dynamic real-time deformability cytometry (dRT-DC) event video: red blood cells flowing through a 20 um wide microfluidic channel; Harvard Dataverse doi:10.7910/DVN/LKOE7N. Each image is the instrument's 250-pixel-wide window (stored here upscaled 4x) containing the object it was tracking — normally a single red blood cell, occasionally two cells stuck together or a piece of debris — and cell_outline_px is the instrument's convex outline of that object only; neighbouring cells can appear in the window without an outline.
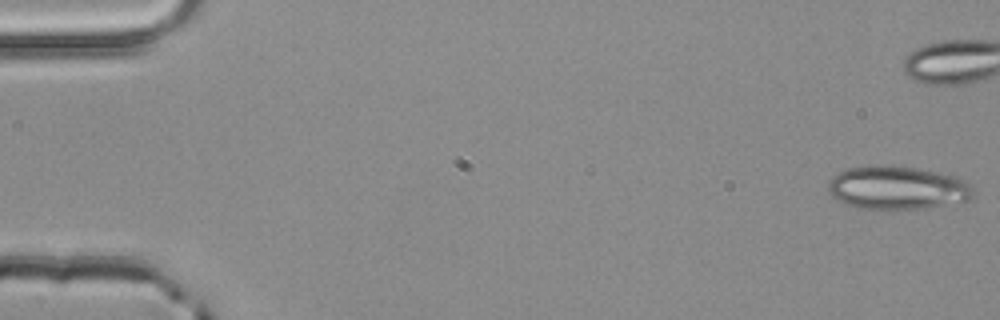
{"species": "common noctule bat (a hibernating species)", "species_latin": "Nyctalus noctula", "temperature_condition": "room temperature", "stored_images_in_passage": 41, "camera_frame_rate_fps": 3000, "um_per_image_px": 0.085, "animal": {"sex": "male", "body_mass_g": 20.4}, "frame": {"image": 1, "passage_image": 1, "time_ms": 0.0, "image_size_px": [1000, 320], "cell_outline_px": [[976, 196], [968, 200], [924, 208], [860, 208], [848, 204], [832, 196], [828, 188], [828, 180], [832, 176], [848, 168], [912, 168], [936, 172], [956, 176], [964, 180], [976, 192]], "centroid_in_image_um": [76.32, 15.99], "position_along_channel_um": 8.7, "area_um2": 35.26}}
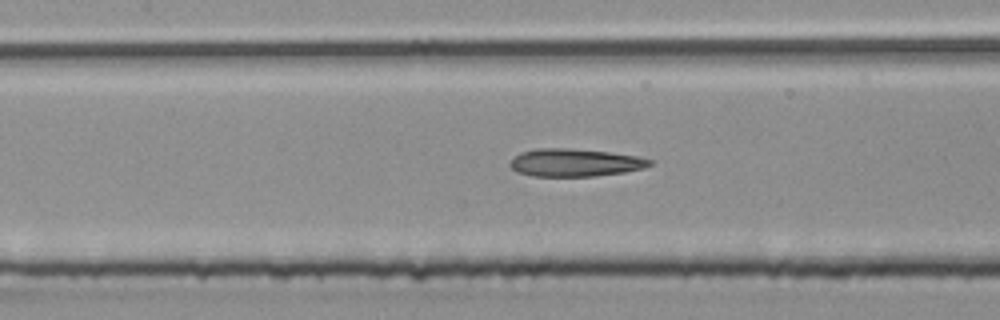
{"frame": {"image": 2, "passage_image": 24, "time_ms": 7.667, "image_size_px": [1000, 320], "cell_outline_px": [[656, 160], [652, 164], [644, 168], [624, 172], [596, 176], [532, 176], [516, 172], [508, 164], [520, 152], [536, 148], [572, 148], [608, 152], [636, 156]], "centroid_in_image_um": [48.88, 13.82], "position_along_channel_um": 158.5, "area_um2": 22.72}}
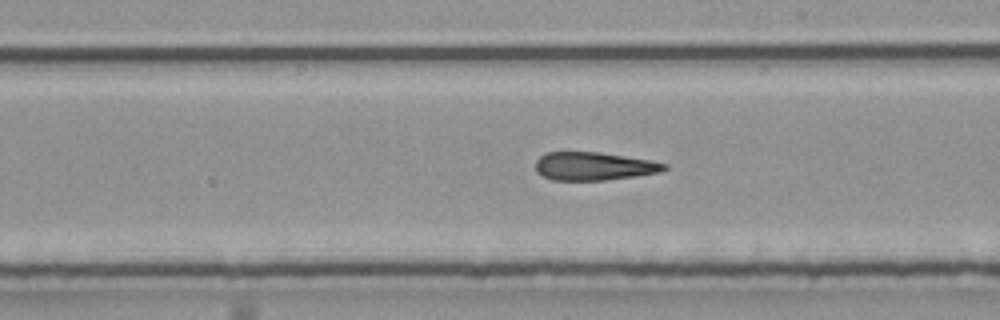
{"frame": {"image": 3, "passage_image": 30, "time_ms": 9.667, "image_size_px": [1000, 320], "cell_outline_px": [[668, 168], [660, 172], [636, 176], [604, 180], [552, 180], [536, 172], [536, 160], [544, 152], [600, 152], [652, 160], [668, 164]], "centroid_in_image_um": [50.49, 14.12], "position_along_channel_um": 238.5, "area_um2": 21.27}}